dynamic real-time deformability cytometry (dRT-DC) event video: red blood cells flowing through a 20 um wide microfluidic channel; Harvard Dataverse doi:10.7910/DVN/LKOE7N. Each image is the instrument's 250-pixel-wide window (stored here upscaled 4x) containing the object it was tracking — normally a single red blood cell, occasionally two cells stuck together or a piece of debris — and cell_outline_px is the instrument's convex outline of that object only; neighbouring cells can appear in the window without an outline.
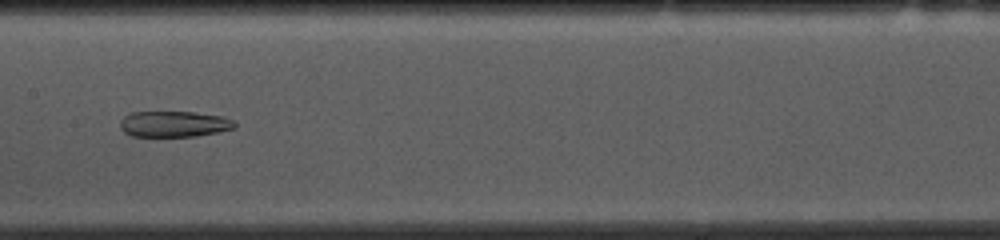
{"species": "common noctule bat (a hibernating species)", "species_latin": "Nyctalus noctula", "temperature_condition": "cold", "stored_images_in_passage": 32, "camera_frame_rate_fps": 3000, "um_per_image_px": 0.085, "animal": {"sex": "female", "body_mass_g": 10.0, "forearm_length_mm": 53.1}, "frame": {"image": 1, "passage_image": 19, "time_ms": 6.0, "image_size_px": [1000, 240], "cell_outline_px": [[236, 128], [196, 136], [132, 136], [124, 132], [120, 128], [120, 120], [124, 116], [132, 112], [196, 112], [220, 116], [236, 120]], "centroid_in_image_um": [14.8, 10.54], "position_along_channel_um": 192.6, "area_um2": 17.34}}